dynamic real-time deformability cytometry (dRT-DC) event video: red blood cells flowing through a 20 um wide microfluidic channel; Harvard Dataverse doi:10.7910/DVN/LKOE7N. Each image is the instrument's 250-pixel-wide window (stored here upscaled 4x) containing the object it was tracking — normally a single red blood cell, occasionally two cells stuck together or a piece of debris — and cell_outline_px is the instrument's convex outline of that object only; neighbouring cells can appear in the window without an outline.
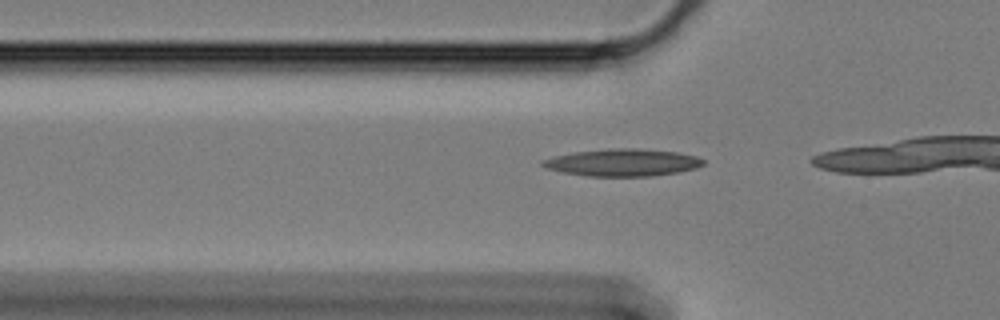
{"species": "Egyptian fruit bat (a non-hibernating species)", "species_latin": "Rousettus aegyptiacus", "temperature_condition": "cold", "stored_images_in_passage": 17, "camera_frame_rate_fps": 3000, "um_per_image_px": 0.085, "animal": {"sex": "female"}, "frame": {"image": 1, "passage_image": 12, "time_ms": 3.667, "image_size_px": [1000, 320], "cell_outline_px": [[704, 164], [696, 168], [676, 172], [652, 176], [588, 176], [564, 172], [548, 168], [540, 164], [540, 160], [572, 152], [608, 148], [640, 148], [676, 152], [696, 156], [704, 160]], "centroid_in_image_um": [52.92, 13.8], "position_along_channel_um": 72.9, "area_um2": 25.43}}
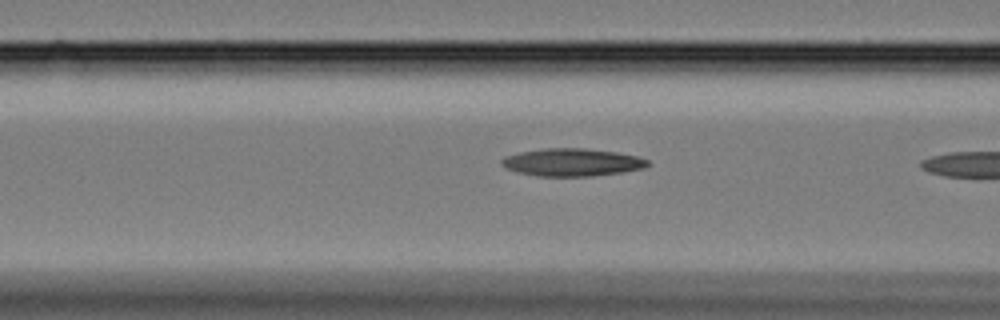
{"frame": {"image": 2, "passage_image": 16, "time_ms": 5.0, "image_size_px": [1000, 320], "cell_outline_px": [[652, 164], [644, 168], [620, 172], [592, 176], [540, 176], [516, 172], [500, 164], [500, 160], [504, 156], [520, 152], [544, 148], [588, 148], [616, 152], [636, 156], [648, 160]], "centroid_in_image_um": [48.62, 13.79], "position_along_channel_um": 118.0, "area_um2": 23.58}}